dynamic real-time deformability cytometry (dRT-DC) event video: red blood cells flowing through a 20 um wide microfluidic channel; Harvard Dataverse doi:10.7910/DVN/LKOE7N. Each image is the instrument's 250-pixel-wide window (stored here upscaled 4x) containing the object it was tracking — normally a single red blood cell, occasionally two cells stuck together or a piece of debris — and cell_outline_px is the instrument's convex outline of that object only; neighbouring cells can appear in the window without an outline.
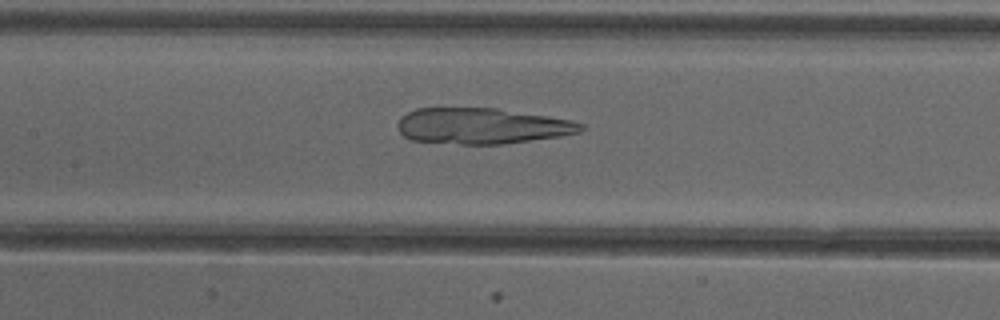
{"species": "common noctule bat (a hibernating species)", "species_latin": "Nyctalus noctula", "temperature_condition": "cold", "stored_images_in_passage": 48, "camera_frame_rate_fps": 3000, "um_per_image_px": 0.085, "animal": {"sex": "female"}, "frame": {"image": 1, "passage_image": 24, "time_ms": 7.667, "image_size_px": [1000, 320], "cell_outline_px": [[584, 128], [580, 132], [560, 136], [500, 144], [460, 144], [412, 140], [404, 136], [396, 128], [396, 124], [400, 116], [416, 108], [496, 108], [548, 116], [572, 120], [584, 124]], "centroid_in_image_um": [40.93, 10.7], "position_along_channel_um": 166.5, "area_um2": 38.32}}
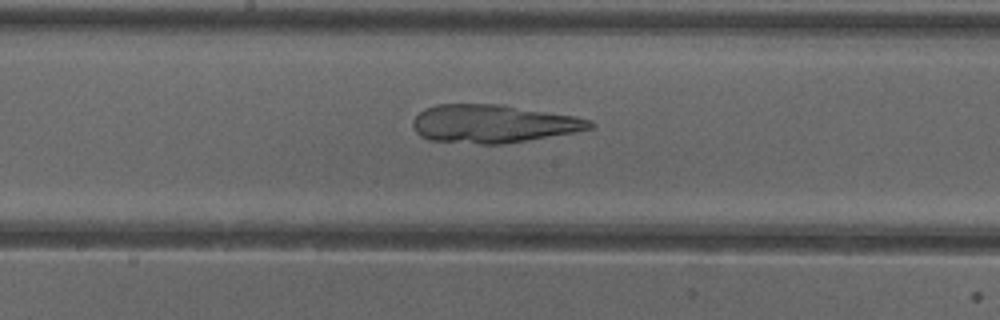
{"frame": {"image": 2, "passage_image": 27, "time_ms": 8.667, "image_size_px": [1000, 320], "cell_outline_px": [[596, 124], [592, 128], [572, 132], [504, 144], [480, 144], [428, 140], [420, 136], [416, 132], [412, 124], [412, 120], [424, 108], [436, 104], [504, 104], [576, 116], [592, 120]], "centroid_in_image_um": [41.9, 10.5], "position_along_channel_um": 206.3, "area_um2": 39.54}}
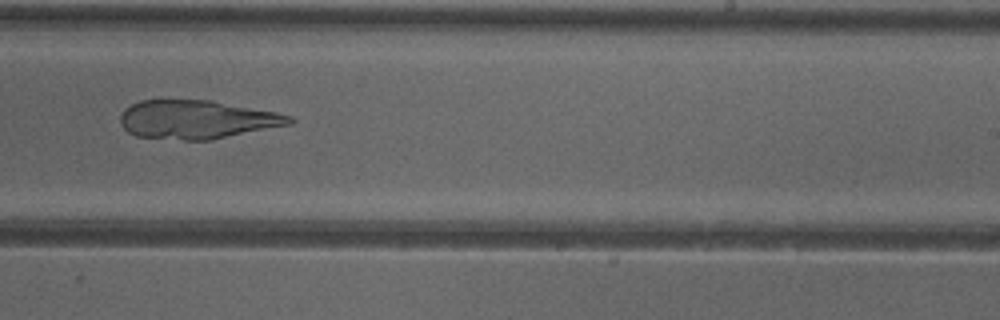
{"frame": {"image": 3, "passage_image": 32, "time_ms": 10.333, "image_size_px": [1000, 320], "cell_outline_px": [[296, 120], [292, 124], [212, 140], [184, 140], [136, 136], [128, 132], [120, 124], [120, 116], [124, 108], [140, 100], [212, 100], [276, 112], [292, 116]], "centroid_in_image_um": [16.75, 10.16], "position_along_channel_um": 272.2, "area_um2": 38.26}}